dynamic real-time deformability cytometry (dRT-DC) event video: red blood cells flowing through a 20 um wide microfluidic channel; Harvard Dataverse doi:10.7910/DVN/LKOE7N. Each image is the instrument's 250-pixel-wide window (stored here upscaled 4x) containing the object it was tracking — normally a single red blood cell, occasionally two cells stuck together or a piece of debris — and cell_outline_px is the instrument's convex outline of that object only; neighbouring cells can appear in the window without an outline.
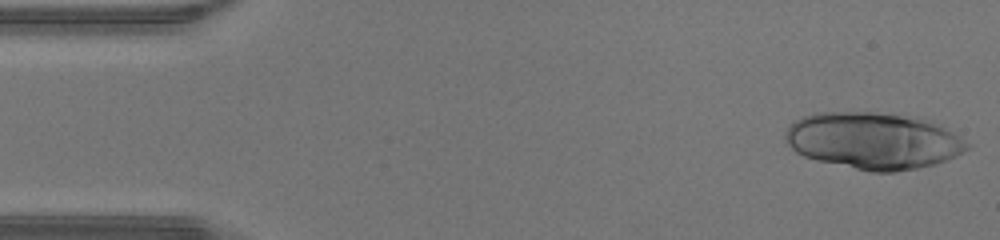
{"species": "human", "species_latin": "Homo sapiens", "temperature_condition": "warm", "stored_images_in_passage": 17, "camera_frame_rate_fps": 3000, "um_per_image_px": 0.085, "donor": {"sex": "male"}, "frame": {"image": 1, "passage_image": 1, "time_ms": 0.0, "image_size_px": [1000, 240], "cell_outline_px": [[972, 144], [968, 148], [956, 156], [936, 164], [896, 172], [872, 172], [816, 160], [804, 156], [796, 152], [788, 144], [784, 136], [784, 132], [796, 120], [804, 116], [820, 112], [872, 112], [916, 116], [932, 120], [940, 124]], "centroid_in_image_um": [74.28, 11.95], "position_along_channel_um": 10.7, "area_um2": 60.34}}
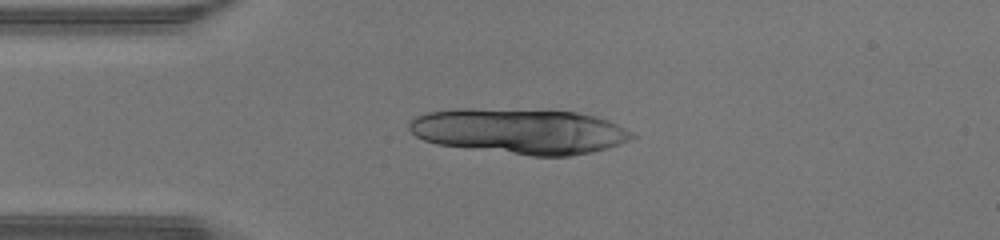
{"frame": {"image": 2, "passage_image": 10, "time_ms": 3.0, "image_size_px": [1000, 240], "cell_outline_px": [[636, 136], [620, 144], [608, 148], [592, 152], [568, 156], [532, 156], [436, 144], [424, 140], [416, 136], [408, 128], [408, 124], [416, 116], [428, 112], [456, 108], [472, 108], [576, 112], [596, 116], [608, 120], [632, 132]], "centroid_in_image_um": [44.16, 11.15], "position_along_channel_um": 40.8, "area_um2": 58.78}}